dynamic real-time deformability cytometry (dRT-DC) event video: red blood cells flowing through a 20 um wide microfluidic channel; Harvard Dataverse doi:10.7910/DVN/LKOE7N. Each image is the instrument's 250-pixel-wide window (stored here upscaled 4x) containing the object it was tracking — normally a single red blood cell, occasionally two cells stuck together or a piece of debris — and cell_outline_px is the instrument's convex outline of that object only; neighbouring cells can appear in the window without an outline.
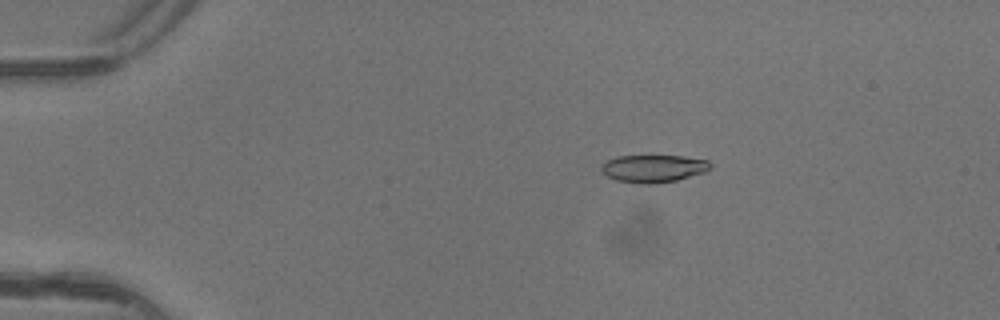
{"species": "common noctule bat (a hibernating species)", "species_latin": "Nyctalus noctula", "temperature_condition": "warm", "stored_images_in_passage": 5, "camera_frame_rate_fps": 3000, "um_per_image_px": 0.085, "animal": {"sex": "female"}, "frame": {"image": 1, "passage_image": 3, "time_ms": 0.667, "image_size_px": [1000, 320], "cell_outline_px": [[712, 164], [704, 172], [676, 180], [656, 184], [640, 184], [616, 180], [608, 176], [600, 168], [608, 160], [616, 156], [684, 156], [708, 160]], "centroid_in_image_um": [55.55, 14.32], "position_along_channel_um": 29.5, "area_um2": 17.34}}
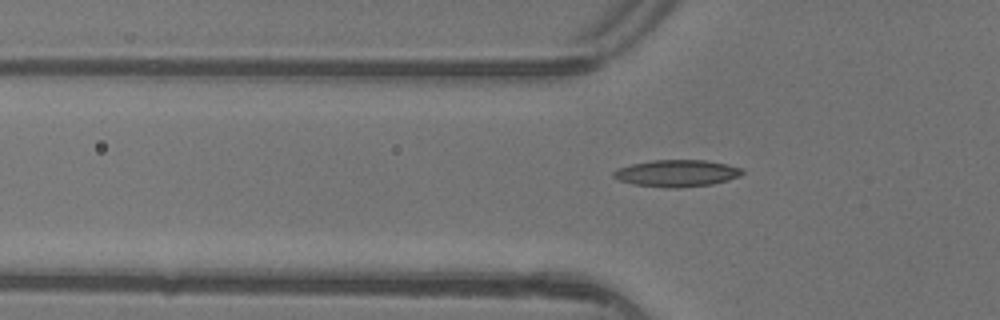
{"frame": {"image": 2, "passage_image": 5, "time_ms": 1.333, "image_size_px": [1000, 320], "cell_outline_px": [[744, 172], [740, 176], [728, 180], [712, 184], [676, 188], [668, 188], [632, 184], [620, 180], [612, 176], [612, 172], [616, 168], [632, 164], [652, 160], [704, 160], [724, 164], [740, 168]], "centroid_in_image_um": [57.48, 14.73], "position_along_channel_um": 68.3, "area_um2": 20.06}}